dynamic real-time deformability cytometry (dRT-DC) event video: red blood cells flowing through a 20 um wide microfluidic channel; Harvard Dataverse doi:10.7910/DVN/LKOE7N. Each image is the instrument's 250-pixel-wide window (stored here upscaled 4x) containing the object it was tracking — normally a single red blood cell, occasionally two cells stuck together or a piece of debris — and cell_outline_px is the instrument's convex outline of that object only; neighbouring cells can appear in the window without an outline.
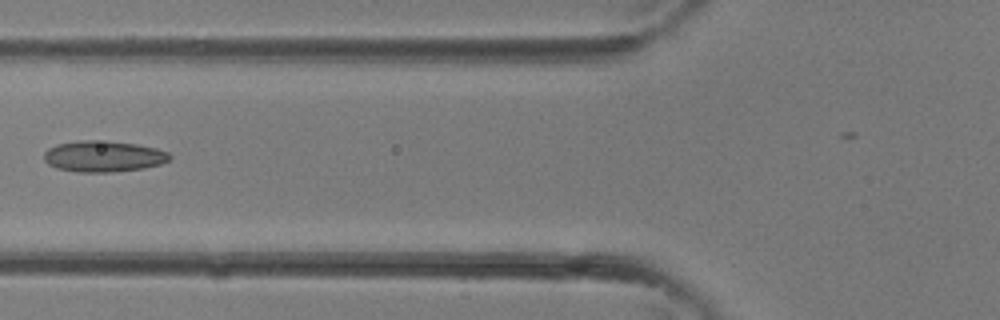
{"species": "common noctule bat (a hibernating species)", "species_latin": "Nyctalus noctula", "temperature_condition": "room temperature", "stored_images_in_passage": 11, "camera_frame_rate_fps": 3000, "um_per_image_px": 0.085, "animal": {"sex": "female"}, "frame": {"image": 1, "passage_image": 9, "time_ms": 2.667, "image_size_px": [1000, 320], "cell_outline_px": [[172, 156], [168, 160], [160, 164], [144, 168], [112, 172], [76, 172], [56, 168], [48, 164], [44, 160], [44, 152], [48, 148], [56, 144], [80, 140], [108, 140], [136, 144], [156, 148], [168, 152]], "centroid_in_image_um": [8.77, 13.28], "position_along_channel_um": 117.0, "area_um2": 23.0}}